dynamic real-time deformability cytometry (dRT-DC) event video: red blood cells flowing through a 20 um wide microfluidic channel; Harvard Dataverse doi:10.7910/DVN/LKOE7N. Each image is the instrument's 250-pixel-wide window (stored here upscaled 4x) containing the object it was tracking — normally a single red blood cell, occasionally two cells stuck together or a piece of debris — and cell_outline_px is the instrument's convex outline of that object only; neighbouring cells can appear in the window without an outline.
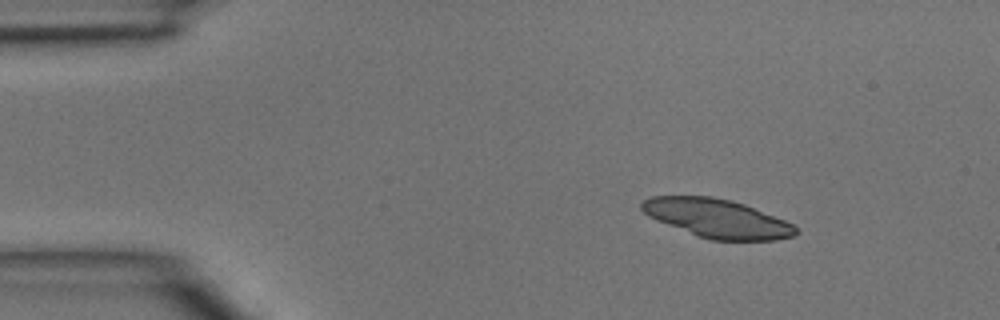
{"species": "common noctule bat (a hibernating species)", "species_latin": "Nyctalus noctula", "temperature_condition": "room temperature", "stored_images_in_passage": 46, "camera_frame_rate_fps": 3000, "um_per_image_px": 0.085, "animal": {"sex": "male", "body_mass_g": 15.6}, "frame": {"image": 1, "passage_image": 6, "time_ms": 1.667, "image_size_px": [1000, 320], "cell_outline_px": [[796, 236], [776, 240], [712, 240], [700, 236], [656, 220], [648, 216], [640, 208], [640, 204], [644, 200], [652, 196], [712, 196], [732, 200], [744, 204], [784, 220], [792, 224], [796, 228]], "centroid_in_image_um": [60.95, 18.55], "position_along_channel_um": 24.1, "area_um2": 34.33}}